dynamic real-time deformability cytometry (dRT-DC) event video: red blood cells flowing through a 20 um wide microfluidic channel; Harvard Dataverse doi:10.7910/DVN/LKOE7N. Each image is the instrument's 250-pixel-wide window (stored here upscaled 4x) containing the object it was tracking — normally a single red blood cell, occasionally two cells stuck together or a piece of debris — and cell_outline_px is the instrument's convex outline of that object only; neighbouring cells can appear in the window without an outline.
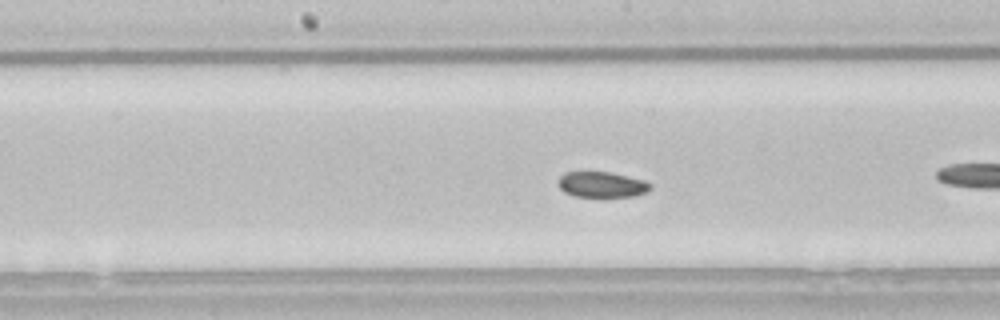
{"species": "common noctule bat (a hibernating species)", "species_latin": "Nyctalus noctula", "temperature_condition": "room temperature", "stored_images_in_passage": 39, "camera_frame_rate_fps": 3000, "um_per_image_px": 0.085, "animal": {"sex": "male", "body_mass_g": 21.5, "forearm_length_mm": 52.0}, "frame": {"image": 1, "passage_image": 12, "time_ms": 3.667, "image_size_px": [1000, 320], "cell_outline_px": [[652, 188], [648, 192], [632, 196], [576, 196], [564, 192], [556, 184], [556, 180], [564, 172], [608, 172], [644, 180]], "centroid_in_image_um": [51.09, 15.68], "position_along_channel_um": 197.1, "area_um2": 13.64}}